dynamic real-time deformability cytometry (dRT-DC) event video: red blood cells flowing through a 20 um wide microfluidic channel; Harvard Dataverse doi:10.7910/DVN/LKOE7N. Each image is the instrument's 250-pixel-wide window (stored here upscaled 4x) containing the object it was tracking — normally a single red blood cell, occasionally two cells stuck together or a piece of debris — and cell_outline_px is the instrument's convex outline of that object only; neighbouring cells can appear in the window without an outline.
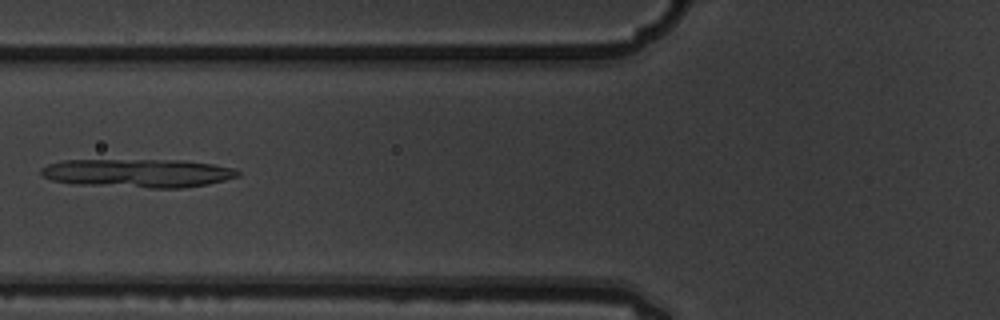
{"species": "common noctule bat (a hibernating species)", "species_latin": "Nyctalus noctula", "temperature_condition": "warm", "stored_images_in_passage": 6, "segment_of_instrument_passage": [2, 2], "camera_frame_rate_fps": 3000, "um_per_image_px": 0.085, "animal": {"sex": "male", "body_mass_g": 19.5, "forearm_length_mm": 54.6}, "frame": {"image": 1, "passage_image": 6, "time_ms": 1.667, "image_size_px": [1000, 320], "cell_outline_px": [[240, 176], [208, 184], [184, 188], [148, 188], [72, 184], [52, 180], [44, 176], [40, 172], [40, 168], [48, 164], [64, 160], [180, 160], [212, 164], [236, 168], [240, 172]], "centroid_in_image_um": [11.73, 14.72], "position_along_channel_um": 114.1, "area_um2": 32.95}}